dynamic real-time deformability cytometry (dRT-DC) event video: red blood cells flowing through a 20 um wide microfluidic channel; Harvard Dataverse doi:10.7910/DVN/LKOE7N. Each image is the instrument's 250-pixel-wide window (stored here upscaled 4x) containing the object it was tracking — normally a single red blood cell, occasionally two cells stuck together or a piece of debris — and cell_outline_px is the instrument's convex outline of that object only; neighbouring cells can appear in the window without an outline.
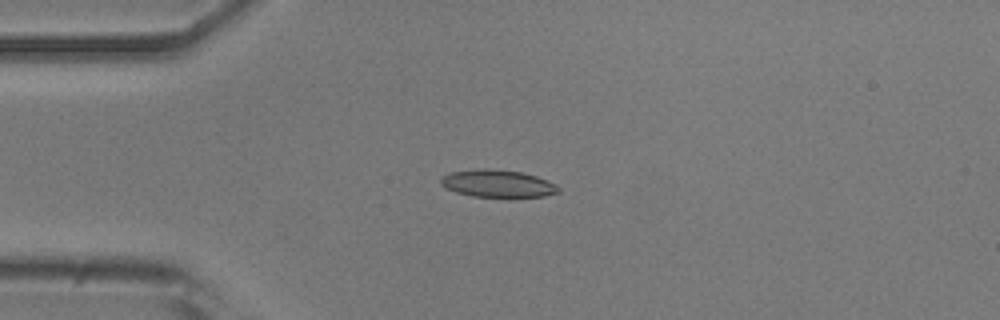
{"species": "common noctule bat (a hibernating species)", "species_latin": "Nyctalus noctula", "temperature_condition": "room temperature", "stored_images_in_passage": 41, "camera_frame_rate_fps": 3000, "um_per_image_px": 0.085, "animal": {"sex": "male", "body_mass_g": 20.5, "forearm_length_mm": 52.5}, "frame": {"image": 1, "passage_image": 1, "time_ms": 0.0, "image_size_px": [1000, 320], "cell_outline_px": [[560, 192], [544, 196], [508, 200], [472, 196], [456, 192], [440, 184], [440, 180], [448, 172], [480, 168], [488, 168], [520, 172], [536, 176], [556, 184], [560, 188]], "centroid_in_image_um": [42.34, 15.65], "position_along_channel_um": 42.7, "area_um2": 19.59}}
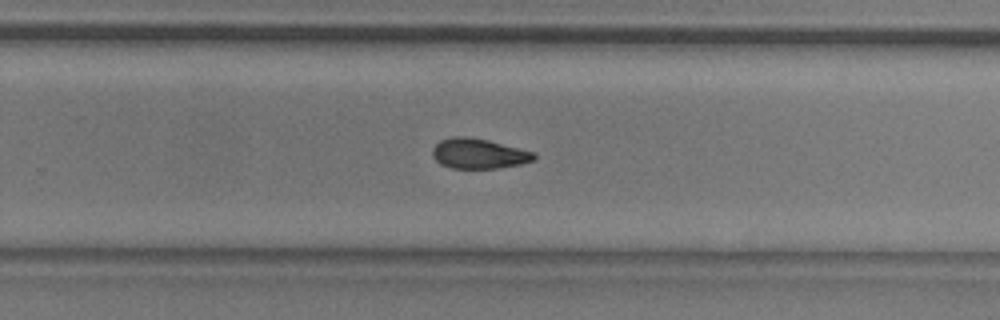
{"frame": {"image": 2, "passage_image": 22, "time_ms": 7.0, "image_size_px": [1000, 320], "cell_outline_px": [[536, 160], [520, 164], [496, 168], [452, 168], [440, 164], [432, 156], [432, 148], [440, 140], [452, 136], [464, 136], [488, 140], [536, 152]], "centroid_in_image_um": [40.69, 13.05], "position_along_channel_um": 289.1, "area_um2": 17.92}}
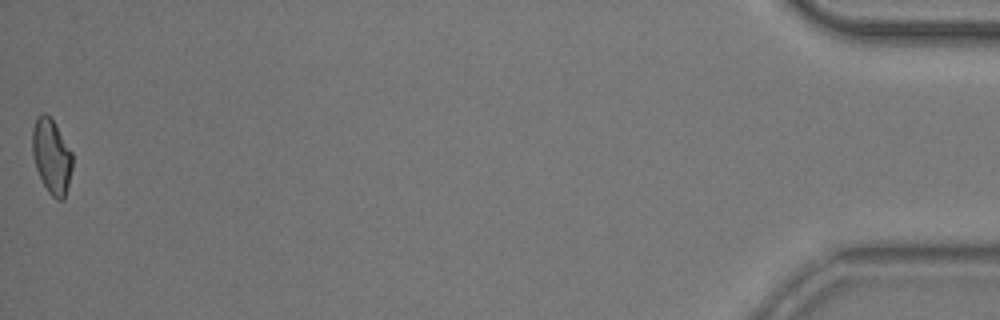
{"frame": {"image": 3, "passage_image": 41, "time_ms": 13.333, "image_size_px": [1000, 320], "cell_outline_px": [[72, 168], [64, 200], [56, 200], [48, 192], [36, 168], [32, 152], [32, 128], [36, 116], [44, 112], [52, 120], [72, 152]], "centroid_in_image_um": [4.37, 13.29], "position_along_channel_um": 430.8, "area_um2": 17.28}, "authors_computed_cell_mechanics": {"area_um2": 17.918, "velocity_mm_per_s": 3.8025, "shape_relaxation_time_tau1_ms": null, "shape_relaxation_time_tau2_ms": 5.5593, "deformation_change_tau1": null, "deformation_change_tau2": 0.1153}}